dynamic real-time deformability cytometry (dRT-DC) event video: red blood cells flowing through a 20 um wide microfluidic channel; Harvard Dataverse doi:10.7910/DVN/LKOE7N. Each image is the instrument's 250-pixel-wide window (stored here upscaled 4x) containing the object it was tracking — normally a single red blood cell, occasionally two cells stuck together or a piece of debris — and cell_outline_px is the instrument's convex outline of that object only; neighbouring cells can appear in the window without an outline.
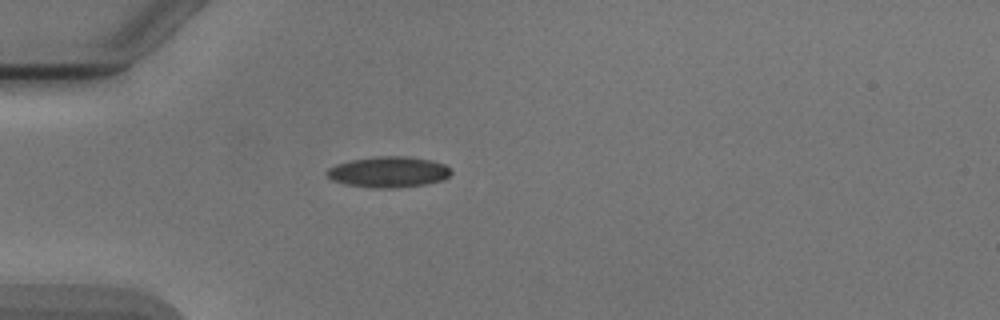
{"species": "Egyptian fruit bat (a non-hibernating species)", "species_latin": "Rousettus aegyptiacus", "temperature_condition": "cold", "stored_images_in_passage": 1, "camera_frame_rate_fps": 3000, "um_per_image_px": 0.085, "animal": {"sex": "male"}, "frame": {"image": 1, "passage_image": 1, "time_ms": 0.0, "image_size_px": [1000, 320], "cell_outline_px": [[452, 172], [444, 180], [424, 184], [396, 188], [372, 188], [344, 184], [332, 180], [324, 172], [328, 168], [336, 164], [352, 160], [376, 156], [408, 156], [432, 160], [444, 164]], "centroid_in_image_um": [33.0, 14.62], "position_along_channel_um": 52.0, "area_um2": 22.43}}